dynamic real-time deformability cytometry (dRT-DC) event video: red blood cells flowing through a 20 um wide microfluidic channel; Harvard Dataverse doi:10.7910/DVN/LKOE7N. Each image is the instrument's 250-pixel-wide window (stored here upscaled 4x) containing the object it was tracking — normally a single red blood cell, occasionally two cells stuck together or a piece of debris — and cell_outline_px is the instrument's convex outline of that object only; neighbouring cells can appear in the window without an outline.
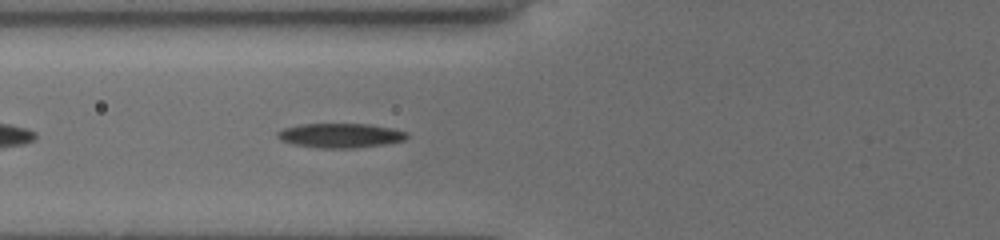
{"species": "common noctule bat (a hibernating species)", "species_latin": "Nyctalus noctula", "temperature_condition": "cold", "stored_images_in_passage": 36, "camera_frame_rate_fps": 3000, "um_per_image_px": 0.085, "animal": {"sex": "female", "body_mass_g": 19.5, "forearm_length_mm": 54.1}, "frame": {"image": 1, "passage_image": 6, "time_ms": 1.667, "image_size_px": [1000, 240], "cell_outline_px": [[408, 136], [404, 140], [384, 144], [356, 148], [316, 148], [292, 144], [280, 140], [276, 136], [276, 132], [284, 128], [300, 124], [368, 124], [392, 128], [408, 132]], "centroid_in_image_um": [28.9, 11.52], "position_along_channel_um": 96.9, "area_um2": 18.55}}
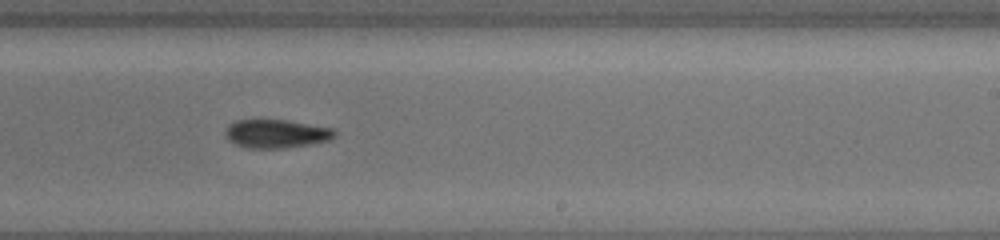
{"frame": {"image": 2, "passage_image": 19, "time_ms": 6.0, "image_size_px": [1000, 240], "cell_outline_px": [[336, 136], [328, 140], [312, 144], [284, 148], [244, 148], [228, 140], [224, 136], [224, 132], [228, 124], [236, 120], [288, 120], [332, 128], [336, 132]], "centroid_in_image_um": [23.45, 11.37], "position_along_channel_um": 265.5, "area_um2": 18.32}}
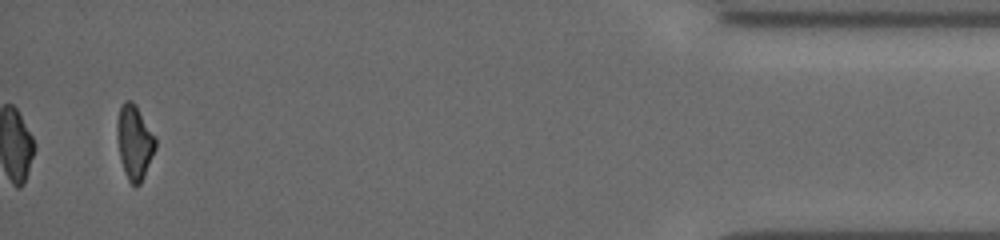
{"frame": {"image": 3, "passage_image": 36, "time_ms": 11.667, "image_size_px": [1000, 240], "cell_outline_px": [[156, 148], [144, 176], [140, 184], [136, 188], [128, 180], [124, 172], [120, 160], [116, 136], [116, 120], [120, 108], [124, 100], [132, 100], [136, 104], [156, 136]], "centroid_in_image_um": [11.42, 12.07], "position_along_channel_um": 423.8, "area_um2": 17.05}, "authors_computed_cell_mechanics": {"area_um2": 18.2648, "velocity_mm_per_s": 3.894, "shape_relaxation_time_tau1_ms": 5.2651, "shape_relaxation_time_tau2_ms": null, "deformation_change_tau1": 0.1603, "deformation_change_tau2": null}}